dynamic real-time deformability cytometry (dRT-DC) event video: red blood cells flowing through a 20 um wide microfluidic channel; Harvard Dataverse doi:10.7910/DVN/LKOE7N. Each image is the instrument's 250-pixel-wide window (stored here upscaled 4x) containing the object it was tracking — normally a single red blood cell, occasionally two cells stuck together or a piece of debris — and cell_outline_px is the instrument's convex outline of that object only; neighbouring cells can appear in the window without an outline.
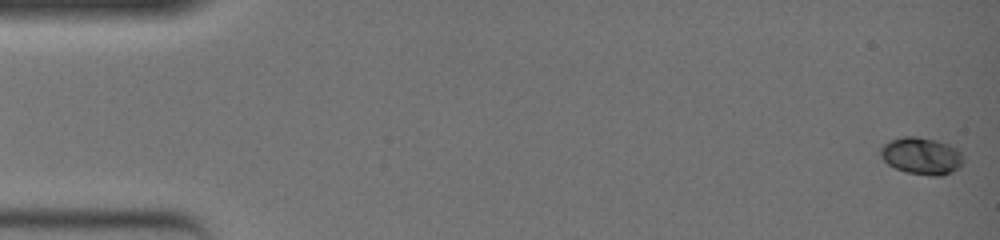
{"species": "common noctule bat (a hibernating species)", "species_latin": "Nyctalus noctula", "temperature_condition": "warm", "stored_images_in_passage": 52, "camera_frame_rate_fps": 3000, "um_per_image_px": 0.085, "animal": {"sex": "female", "body_mass_g": 19.0, "forearm_length_mm": 51.5}, "frame": {"image": 1, "passage_image": 1, "time_ms": 0.0, "image_size_px": [1000, 240], "cell_outline_px": [[964, 160], [960, 168], [952, 172], [940, 176], [932, 176], [904, 172], [888, 164], [880, 156], [880, 148], [884, 144], [892, 140], [904, 136], [916, 136], [936, 140], [948, 144], [956, 148], [960, 152]], "centroid_in_image_um": [78.34, 13.26], "position_along_channel_um": 6.7, "area_um2": 17.98}}
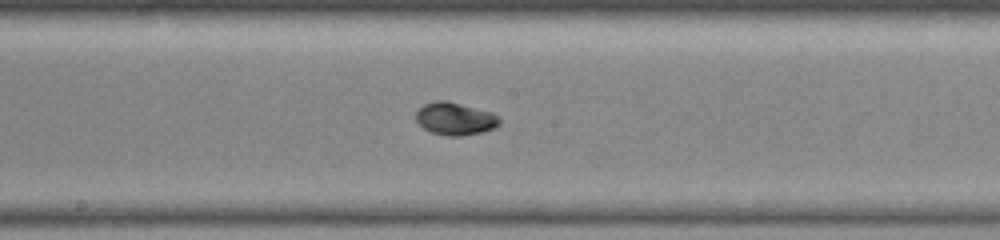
{"frame": {"image": 2, "passage_image": 29, "time_ms": 9.333, "image_size_px": [1000, 240], "cell_outline_px": [[500, 124], [484, 132], [460, 136], [448, 136], [432, 132], [424, 128], [416, 120], [416, 112], [424, 104], [436, 100], [448, 100], [492, 112], [500, 120]], "centroid_in_image_um": [38.68, 10.08], "position_along_channel_um": 209.5, "area_um2": 15.84}}
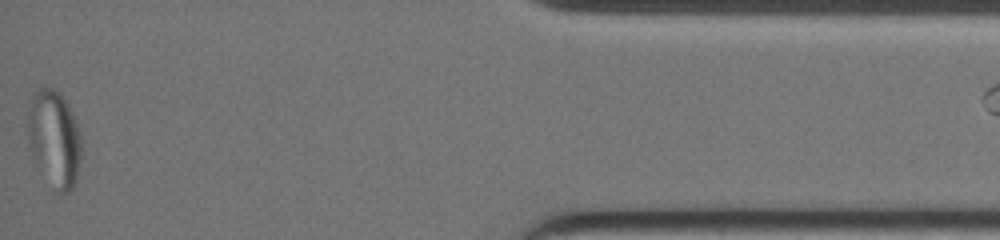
{"frame": {"image": 3, "passage_image": 51, "time_ms": 16.667, "image_size_px": [1000, 240], "cell_outline_px": [[80, 156], [76, 176], [72, 188], [68, 192], [64, 192], [60, 188], [40, 96], [40, 92], [44, 88], [48, 88], [56, 92], [60, 96], [72, 120], [80, 144]], "centroid_in_image_um": [5.22, 11.75], "position_along_channel_um": 430.0, "area_um2": 17.05}}